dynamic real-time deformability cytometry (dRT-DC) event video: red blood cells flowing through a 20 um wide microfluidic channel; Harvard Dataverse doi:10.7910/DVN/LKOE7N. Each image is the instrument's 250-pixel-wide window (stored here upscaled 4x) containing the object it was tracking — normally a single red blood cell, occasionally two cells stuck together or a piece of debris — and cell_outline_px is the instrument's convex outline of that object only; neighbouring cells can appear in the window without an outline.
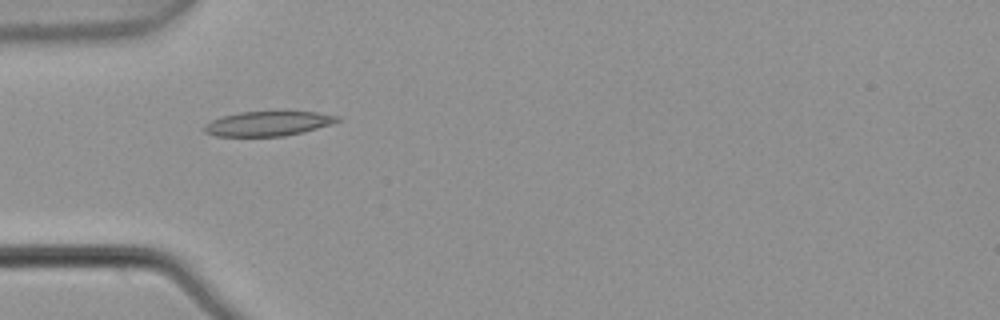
{"species": "common noctule bat (a hibernating species)", "species_latin": "Nyctalus noctula", "temperature_condition": "warm", "stored_images_in_passage": 4, "camera_frame_rate_fps": 3000, "um_per_image_px": 0.085, "animal": {"sex": "male", "body_mass_g": 21.5, "forearm_length_mm": 52.0}, "frame": {"image": 1, "passage_image": 3, "time_ms": 0.667, "image_size_px": [1000, 320], "cell_outline_px": [[340, 120], [332, 124], [304, 132], [284, 136], [216, 136], [204, 132], [200, 128], [204, 124], [212, 120], [224, 116], [240, 112], [316, 112], [340, 116]], "centroid_in_image_um": [22.77, 10.51], "position_along_channel_um": 62.2, "area_um2": 19.13}}
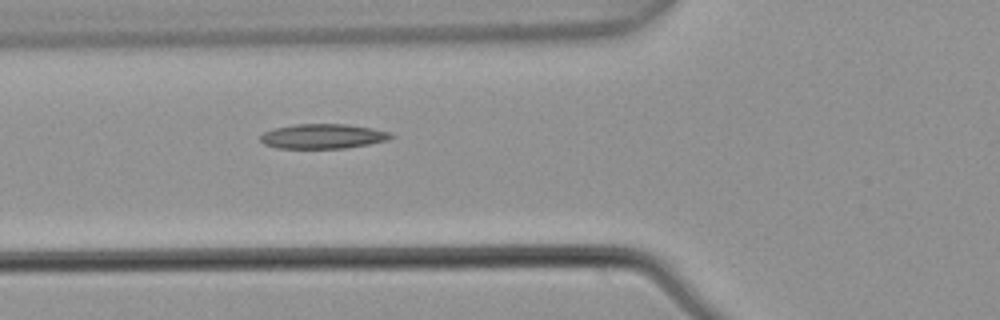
{"frame": {"image": 2, "passage_image": 4, "time_ms": 1.0, "image_size_px": [1000, 320], "cell_outline_px": [[396, 136], [388, 140], [368, 144], [344, 148], [276, 148], [264, 144], [260, 140], [260, 136], [264, 132], [272, 128], [296, 124], [348, 124], [372, 128], [388, 132]], "centroid_in_image_um": [27.43, 11.58], "position_along_channel_um": 98.4, "area_um2": 18.84}}